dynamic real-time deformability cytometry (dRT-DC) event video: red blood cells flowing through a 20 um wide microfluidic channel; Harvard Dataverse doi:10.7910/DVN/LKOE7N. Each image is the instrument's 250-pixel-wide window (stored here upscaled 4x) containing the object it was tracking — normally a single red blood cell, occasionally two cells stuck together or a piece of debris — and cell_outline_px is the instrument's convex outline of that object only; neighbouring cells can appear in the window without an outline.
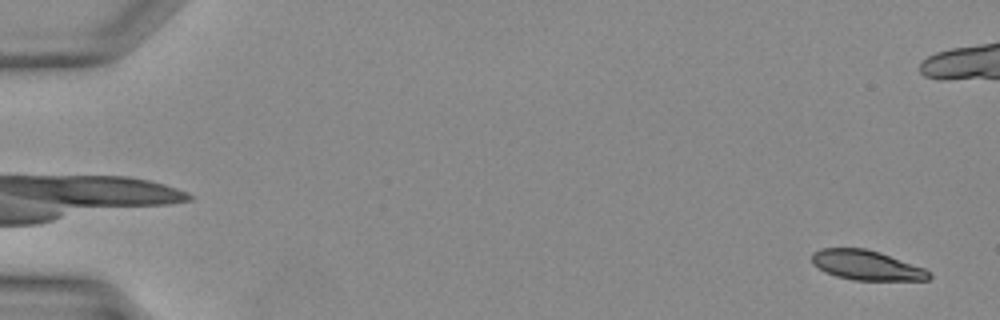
{"species": "Egyptian fruit bat (a non-hibernating species)", "species_latin": "Rousettus aegyptiacus", "temperature_condition": "warm", "stored_images_in_passage": 40, "camera_frame_rate_fps": 3000, "um_per_image_px": 0.085, "animal": {"sex": "female"}, "frame": {"image": 1, "passage_image": 1, "time_ms": 0.0, "image_size_px": [1000, 320], "cell_outline_px": [[932, 276], [928, 280], [852, 280], [836, 276], [824, 272], [812, 264], [812, 252], [820, 248], [864, 248], [880, 252], [924, 268], [932, 272]], "centroid_in_image_um": [73.64, 22.54], "position_along_channel_um": 11.4, "area_um2": 20.46}}
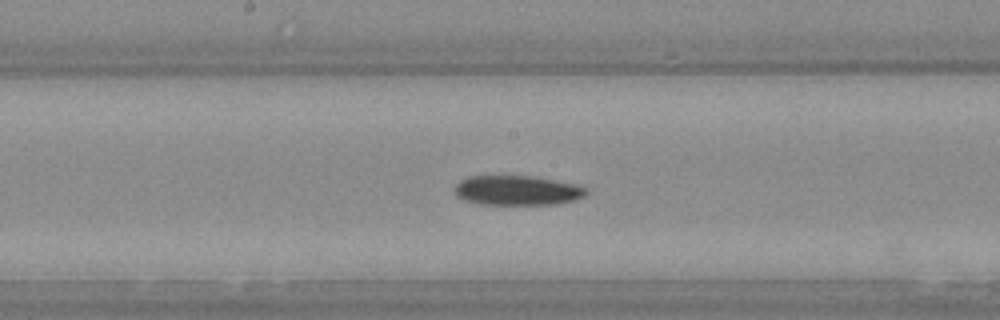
{"frame": {"image": 2, "passage_image": 21, "time_ms": 6.667, "image_size_px": [1000, 320], "cell_outline_px": [[588, 192], [584, 196], [576, 200], [556, 204], [484, 204], [464, 200], [456, 196], [456, 184], [460, 180], [468, 176], [532, 176], [576, 184], [588, 188]], "centroid_in_image_um": [43.99, 16.18], "position_along_channel_um": 204.2, "area_um2": 22.72}}
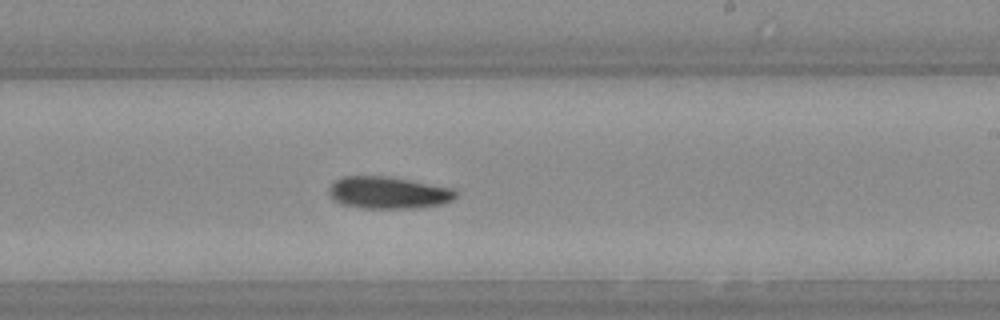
{"frame": {"image": 3, "passage_image": 24, "time_ms": 7.667, "image_size_px": [1000, 320], "cell_outline_px": [[456, 196], [452, 200], [440, 204], [412, 208], [360, 208], [344, 204], [332, 200], [328, 192], [328, 188], [336, 180], [344, 176], [388, 176], [452, 188], [456, 192]], "centroid_in_image_um": [32.96, 16.37], "position_along_channel_um": 256.0, "area_um2": 23.52}}